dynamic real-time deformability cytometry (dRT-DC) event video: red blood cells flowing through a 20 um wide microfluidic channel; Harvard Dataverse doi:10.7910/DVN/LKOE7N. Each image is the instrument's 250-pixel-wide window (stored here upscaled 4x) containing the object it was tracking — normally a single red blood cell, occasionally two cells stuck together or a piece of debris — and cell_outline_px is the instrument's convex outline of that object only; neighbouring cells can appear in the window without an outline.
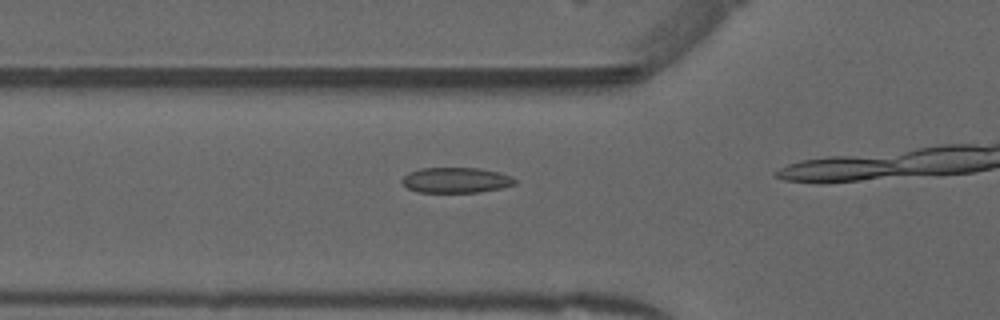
{"species": "common noctule bat (a hibernating species)", "species_latin": "Nyctalus noctula", "temperature_condition": "warm", "stored_images_in_passage": 15, "camera_frame_rate_fps": 3000, "um_per_image_px": 0.085, "animal": {"sex": "male", "forearm_length_mm": 52.5}, "frame": {"image": 1, "passage_image": 11, "time_ms": 3.333, "image_size_px": [1000, 320], "cell_outline_px": [[516, 184], [500, 188], [480, 192], [416, 192], [408, 188], [400, 180], [408, 172], [420, 168], [480, 168], [500, 172], [512, 176], [516, 180]], "centroid_in_image_um": [38.76, 15.31], "position_along_channel_um": 87.0, "area_um2": 16.82}}